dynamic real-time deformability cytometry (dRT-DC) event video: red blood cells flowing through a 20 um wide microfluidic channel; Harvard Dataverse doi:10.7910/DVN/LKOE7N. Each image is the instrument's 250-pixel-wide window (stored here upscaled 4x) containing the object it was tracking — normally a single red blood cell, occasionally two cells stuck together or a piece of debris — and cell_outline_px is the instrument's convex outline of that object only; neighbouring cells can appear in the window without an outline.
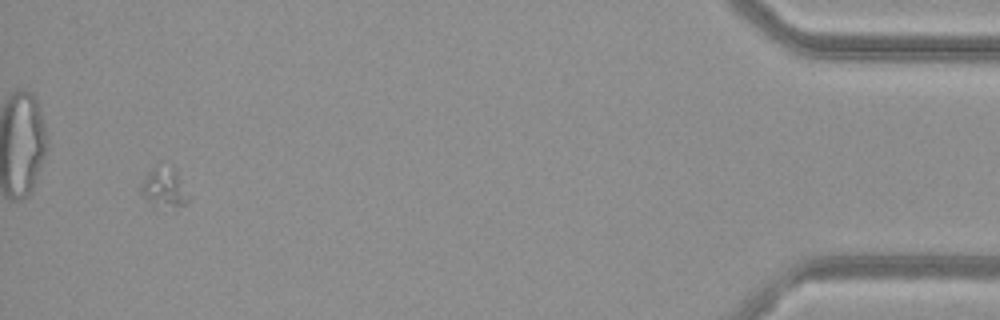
{"species": "common noctule bat (a hibernating species)", "species_latin": "Nyctalus noctula", "temperature_condition": "warm", "stored_images_in_passage": 37, "camera_frame_rate_fps": 3000, "um_per_image_px": 0.085, "animal": {"sex": "female", "body_mass_g": 29.2, "forearm_length_mm": 56.3}, "frame": {"image": 1, "passage_image": 35, "time_ms": 11.333, "image_size_px": [1000, 320], "cell_outline_px": [[192, 196], [188, 204], [156, 208], [140, 192], [140, 184], [148, 172], [156, 164], [172, 164]], "centroid_in_image_um": [14.0, 15.91], "position_along_channel_um": 421.2, "area_um2": 11.56}}